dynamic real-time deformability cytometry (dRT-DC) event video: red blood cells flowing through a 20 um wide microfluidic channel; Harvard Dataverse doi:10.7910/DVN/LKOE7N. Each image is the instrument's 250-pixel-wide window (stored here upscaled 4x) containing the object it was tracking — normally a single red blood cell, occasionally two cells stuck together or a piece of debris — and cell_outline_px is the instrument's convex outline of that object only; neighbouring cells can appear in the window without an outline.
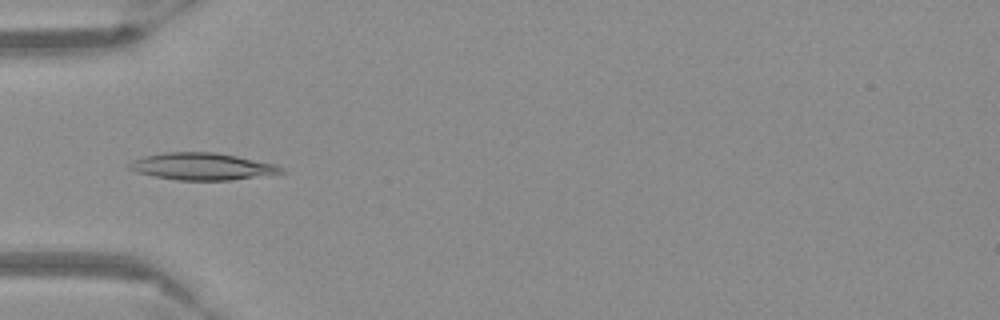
{"species": "Egyptian fruit bat (a non-hibernating species)", "species_latin": "Rousettus aegyptiacus", "temperature_condition": "warm", "stored_images_in_passage": 53, "camera_frame_rate_fps": 3000, "um_per_image_px": 0.085, "frame": {"image": 1, "passage_image": 17, "time_ms": 5.333, "image_size_px": [1000, 320], "cell_outline_px": [[288, 172], [232, 180], [176, 180], [136, 172], [128, 168], [128, 164], [132, 160], [144, 156], [164, 152], [212, 152], [236, 156], [276, 164], [284, 168]], "centroid_in_image_um": [17.2, 14.15], "position_along_channel_um": 67.8, "area_um2": 23.93}}
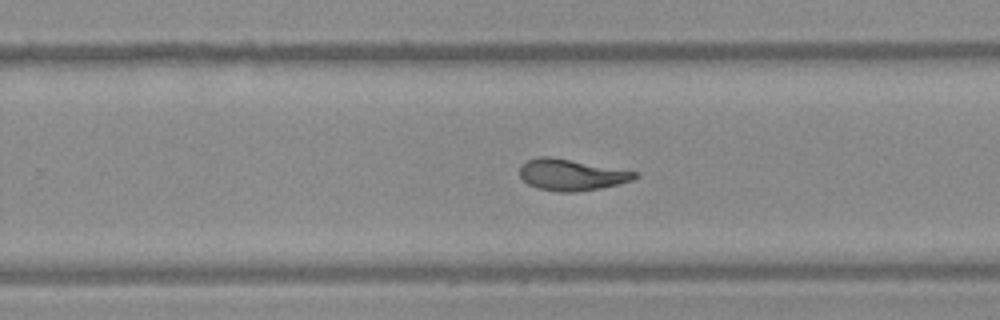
{"frame": {"image": 2, "passage_image": 34, "time_ms": 11.0, "image_size_px": [1000, 320], "cell_outline_px": [[640, 176], [632, 180], [600, 188], [576, 192], [560, 192], [536, 188], [528, 184], [520, 176], [520, 168], [528, 160], [540, 156], [552, 156], [640, 172]], "centroid_in_image_um": [48.6, 14.85], "position_along_channel_um": 281.2, "area_um2": 21.1}}
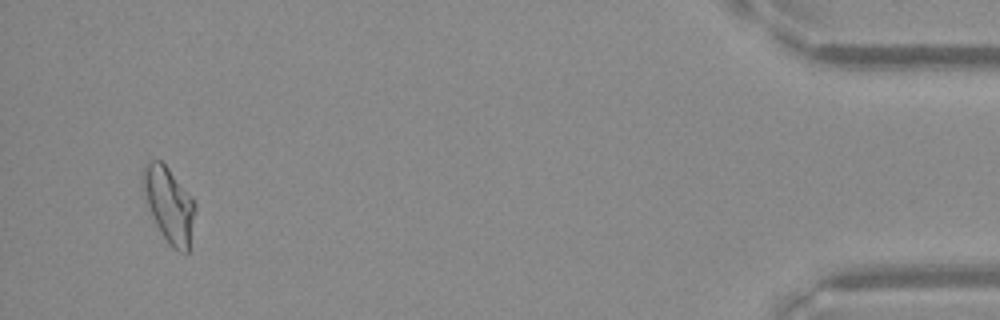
{"frame": {"image": 3, "passage_image": 51, "time_ms": 16.667, "image_size_px": [1000, 320], "cell_outline_px": [[196, 212], [188, 252], [180, 252], [172, 248], [168, 244], [156, 224], [140, 188], [140, 172], [152, 160], [160, 160], [168, 168], [192, 196], [196, 204]], "centroid_in_image_um": [14.35, 17.39], "position_along_channel_um": 420.8, "area_um2": 23.18}}